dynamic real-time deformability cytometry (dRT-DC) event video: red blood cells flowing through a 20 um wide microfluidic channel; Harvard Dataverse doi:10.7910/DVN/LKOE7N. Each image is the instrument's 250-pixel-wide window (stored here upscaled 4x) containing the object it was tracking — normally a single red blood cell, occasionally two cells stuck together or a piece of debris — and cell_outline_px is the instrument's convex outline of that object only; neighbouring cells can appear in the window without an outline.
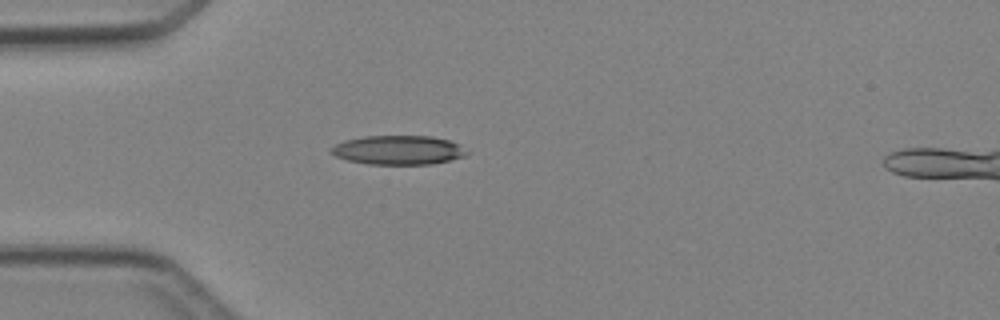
{"species": "Egyptian fruit bat (a non-hibernating species)", "species_latin": "Rousettus aegyptiacus", "temperature_condition": "cold", "stored_images_in_passage": 3, "camera_frame_rate_fps": 3000, "um_per_image_px": 0.085, "animal": {"sex": "female"}, "frame": {"image": 1, "passage_image": 3, "time_ms": 2.667, "image_size_px": [1000, 320], "cell_outline_px": [[472, 152], [468, 156], [432, 164], [368, 164], [348, 160], [336, 156], [328, 148], [344, 140], [364, 136], [432, 136], [448, 140], [460, 144]], "centroid_in_image_um": [33.93, 12.75], "position_along_channel_um": 51.1, "area_um2": 23.29}}